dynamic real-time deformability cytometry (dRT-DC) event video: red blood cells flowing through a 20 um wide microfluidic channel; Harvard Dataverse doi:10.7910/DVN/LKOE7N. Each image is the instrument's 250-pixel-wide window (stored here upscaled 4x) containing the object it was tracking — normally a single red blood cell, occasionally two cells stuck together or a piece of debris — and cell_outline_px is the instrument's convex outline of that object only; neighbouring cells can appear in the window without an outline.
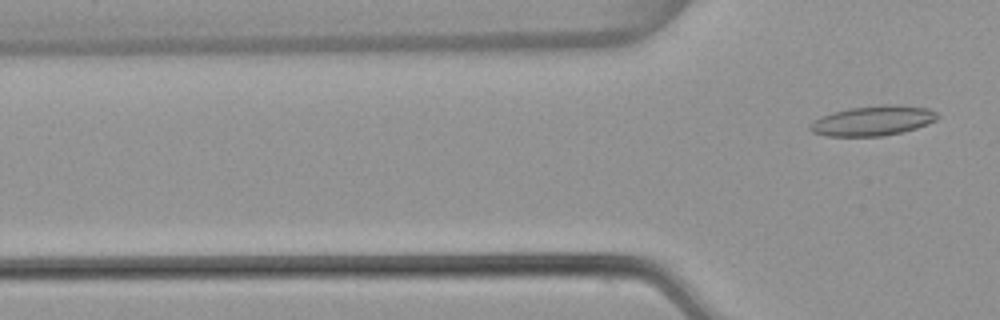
{"species": "common noctule bat (a hibernating species)", "species_latin": "Nyctalus noctula", "temperature_condition": "warm", "stored_images_in_passage": 7, "camera_frame_rate_fps": 3000, "um_per_image_px": 0.085, "animal": {"sex": "female", "body_mass_g": 22.7, "forearm_length_mm": 54.2}, "frame": {"image": 1, "passage_image": 7, "time_ms": 2.0, "image_size_px": [1000, 320], "cell_outline_px": [[940, 116], [936, 120], [928, 124], [904, 132], [880, 136], [824, 136], [812, 132], [808, 128], [808, 124], [820, 116], [832, 112], [848, 108], [884, 104], [900, 104], [928, 108], [936, 112]], "centroid_in_image_um": [74.19, 10.25], "position_along_channel_um": 51.6, "area_um2": 22.6}}